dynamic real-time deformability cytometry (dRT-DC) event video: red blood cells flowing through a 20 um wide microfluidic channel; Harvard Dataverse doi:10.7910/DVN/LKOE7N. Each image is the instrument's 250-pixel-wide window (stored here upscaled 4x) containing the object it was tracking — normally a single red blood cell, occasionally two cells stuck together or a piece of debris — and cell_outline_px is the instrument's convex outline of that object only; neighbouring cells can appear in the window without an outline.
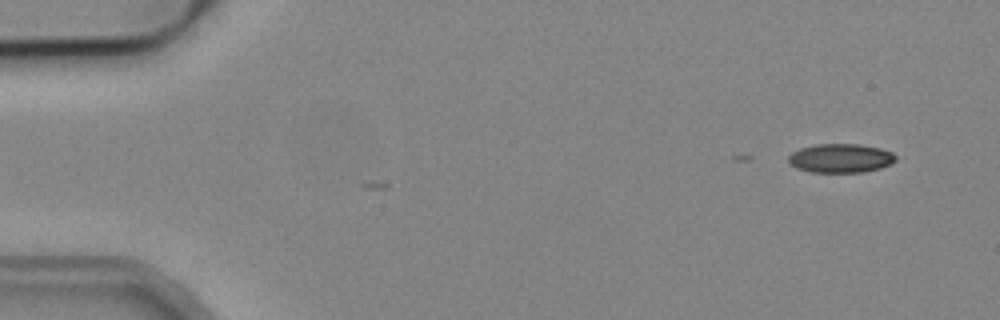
{"species": "common noctule bat (a hibernating species)", "species_latin": "Nyctalus noctula", "temperature_condition": "cold", "stored_images_in_passage": 3, "camera_frame_rate_fps": 3000, "um_per_image_px": 0.085, "animal": {"sex": "male", "body_mass_g": 19.2, "forearm_length_mm": 51.8}, "frame": {"image": 1, "passage_image": 3, "time_ms": 0.667, "image_size_px": [1000, 320], "cell_outline_px": [[896, 160], [892, 164], [880, 168], [864, 172], [812, 172], [796, 168], [788, 164], [788, 156], [792, 152], [800, 148], [816, 144], [860, 144], [880, 148], [892, 152], [896, 156]], "centroid_in_image_um": [71.45, 13.45], "position_along_channel_um": 13.6, "area_um2": 18.26}}